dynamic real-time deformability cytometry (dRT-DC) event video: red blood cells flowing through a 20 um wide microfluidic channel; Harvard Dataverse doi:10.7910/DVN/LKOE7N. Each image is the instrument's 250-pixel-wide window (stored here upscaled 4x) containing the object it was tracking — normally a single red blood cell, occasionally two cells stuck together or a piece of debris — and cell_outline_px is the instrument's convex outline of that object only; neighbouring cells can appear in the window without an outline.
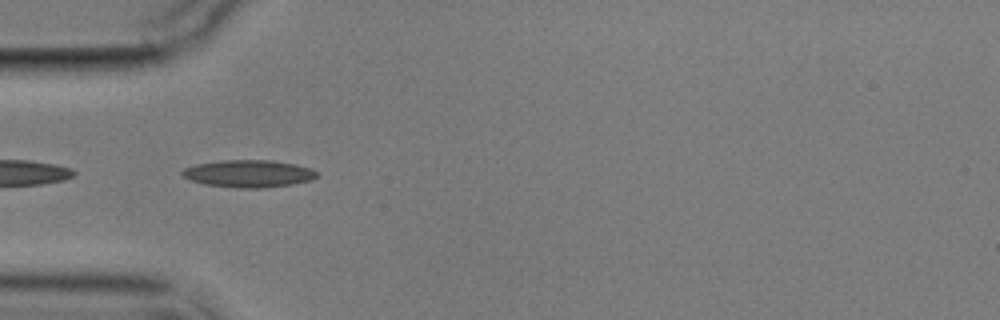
{"species": "common noctule bat (a hibernating species)", "species_latin": "Nyctalus noctula", "temperature_condition": "cold", "stored_images_in_passage": 7, "camera_frame_rate_fps": 3000, "um_per_image_px": 0.085, "animal": {"sex": "male", "body_mass_g": 17.9}, "frame": {"image": 1, "passage_image": 4, "time_ms": 3.667, "image_size_px": [1000, 320], "cell_outline_px": [[316, 176], [308, 180], [292, 184], [264, 188], [240, 188], [204, 184], [192, 180], [184, 176], [180, 172], [184, 168], [196, 164], [220, 160], [272, 160], [296, 164], [312, 168], [316, 172]], "centroid_in_image_um": [21.12, 14.75], "position_along_channel_um": 63.9, "area_um2": 21.33}}
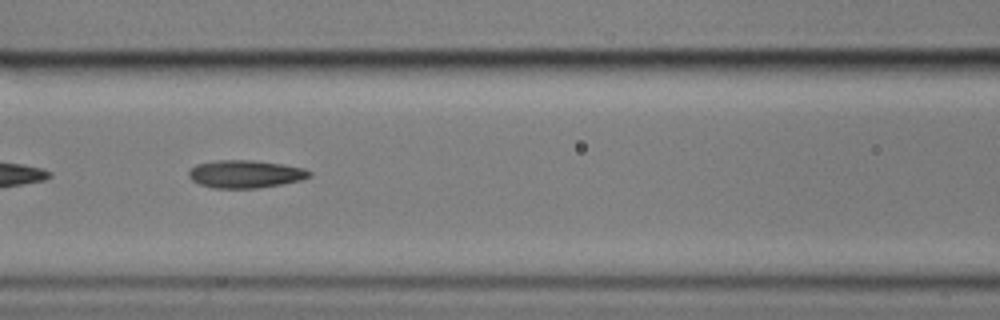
{"frame": {"image": 2, "passage_image": 6, "time_ms": 6.0, "image_size_px": [1000, 320], "cell_outline_px": [[312, 176], [300, 180], [280, 184], [256, 188], [212, 188], [200, 184], [192, 180], [188, 176], [188, 172], [196, 164], [216, 160], [252, 160], [284, 164], [304, 168], [312, 172]], "centroid_in_image_um": [20.86, 14.78], "position_along_channel_um": 145.7, "area_um2": 19.54}}
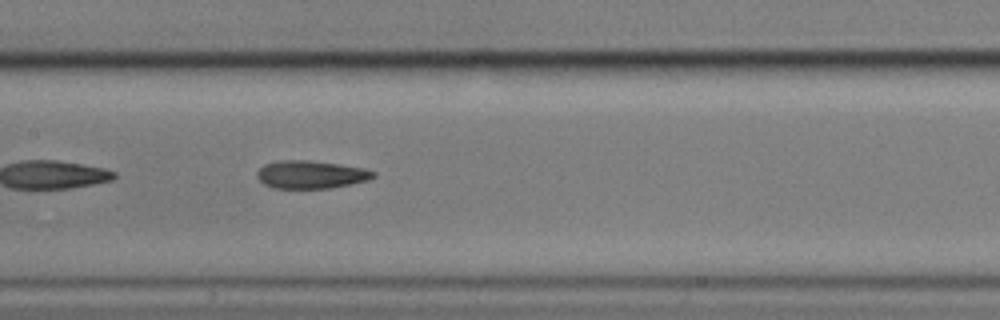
{"frame": {"image": 3, "passage_image": 7, "time_ms": 7.0, "image_size_px": [1000, 320], "cell_outline_px": [[376, 176], [368, 180], [328, 188], [272, 188], [264, 184], [256, 176], [256, 172], [264, 164], [280, 160], [308, 160], [340, 164], [364, 168], [376, 172]], "centroid_in_image_um": [26.41, 14.83], "position_along_channel_um": 181.0, "area_um2": 18.9}}